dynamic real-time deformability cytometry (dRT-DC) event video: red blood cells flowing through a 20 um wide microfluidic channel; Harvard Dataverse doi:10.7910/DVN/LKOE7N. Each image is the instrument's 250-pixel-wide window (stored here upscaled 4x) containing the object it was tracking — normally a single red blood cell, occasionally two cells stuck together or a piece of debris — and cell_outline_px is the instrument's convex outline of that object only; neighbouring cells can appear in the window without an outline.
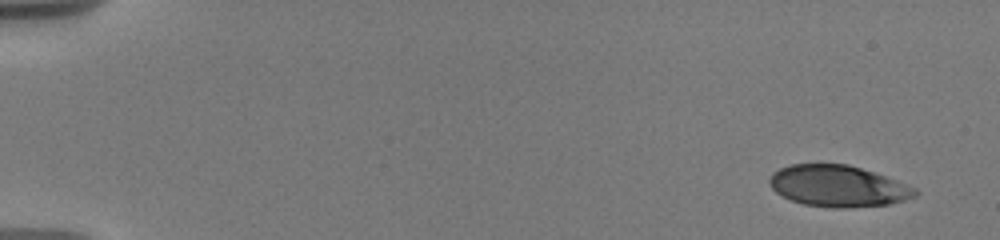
{"species": "human", "species_latin": "Homo sapiens", "temperature_condition": "warm", "stored_images_in_passage": 11, "camera_frame_rate_fps": 3000, "um_per_image_px": 0.085, "donor": {"sex": "male"}, "frame": {"image": 1, "passage_image": 1, "time_ms": 0.0, "image_size_px": [1000, 240], "cell_outline_px": [[920, 192], [916, 196], [904, 200], [888, 204], [848, 208], [832, 208], [804, 204], [792, 200], [776, 192], [772, 188], [768, 180], [772, 172], [780, 168], [792, 164], [848, 164], [876, 172], [916, 188]], "centroid_in_image_um": [71.25, 15.81], "position_along_channel_um": 13.7, "area_um2": 35.2}}
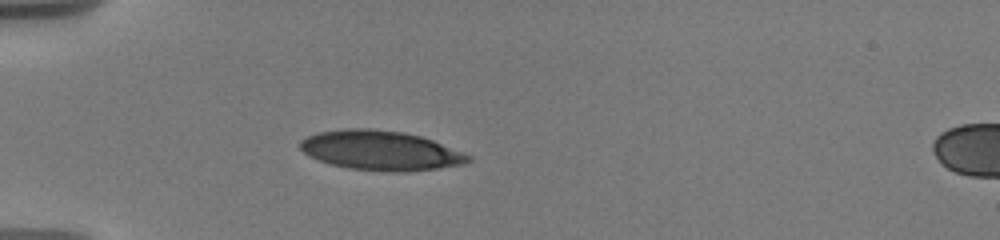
{"frame": {"image": 2, "passage_image": 7, "time_ms": 4.667, "image_size_px": [1000, 240], "cell_outline_px": [[472, 160], [464, 164], [408, 172], [396, 172], [348, 168], [332, 164], [308, 156], [300, 148], [300, 140], [308, 136], [320, 132], [348, 128], [368, 128], [404, 132], [420, 136], [432, 140], [472, 156]], "centroid_in_image_um": [32.36, 12.79], "position_along_channel_um": 52.6, "area_um2": 38.49}}
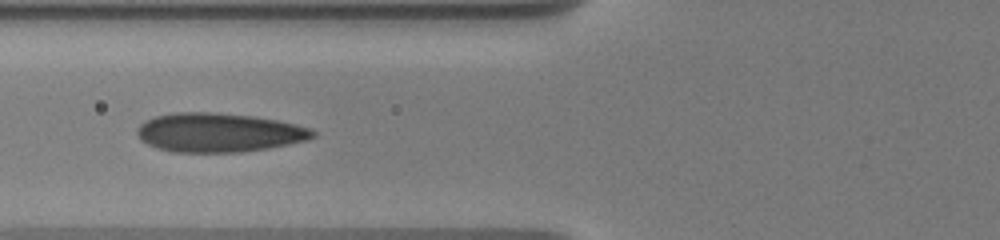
{"frame": {"image": 3, "passage_image": 10, "time_ms": 6.667, "image_size_px": [1000, 240], "cell_outline_px": [[316, 136], [308, 140], [268, 148], [240, 152], [172, 152], [156, 148], [140, 140], [136, 132], [136, 128], [144, 120], [156, 116], [176, 112], [212, 112], [252, 116], [276, 120], [296, 124], [312, 128], [316, 132]], "centroid_in_image_um": [18.59, 11.27], "position_along_channel_um": 107.2, "area_um2": 40.17}}